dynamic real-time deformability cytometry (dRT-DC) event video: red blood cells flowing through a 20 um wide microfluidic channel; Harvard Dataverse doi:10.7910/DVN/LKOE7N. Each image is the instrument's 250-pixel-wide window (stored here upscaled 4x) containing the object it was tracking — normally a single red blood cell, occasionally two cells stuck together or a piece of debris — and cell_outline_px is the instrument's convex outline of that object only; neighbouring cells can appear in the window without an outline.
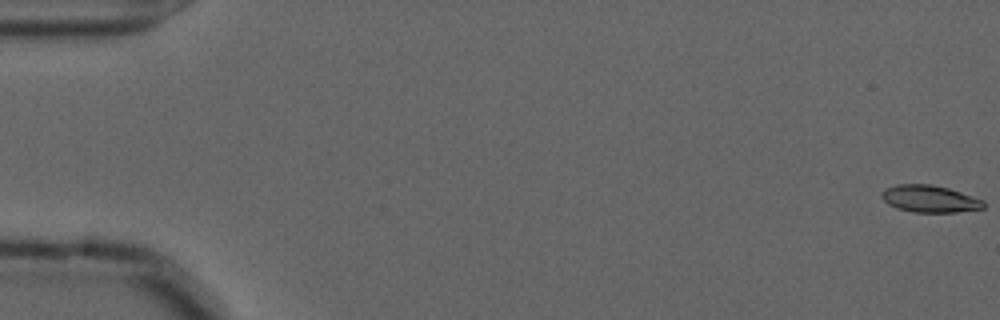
{"species": "common noctule bat (a hibernating species)", "species_latin": "Nyctalus noctula", "temperature_condition": "cold", "stored_images_in_passage": 58, "camera_frame_rate_fps": 3000, "um_per_image_px": 0.085, "animal": {"sex": "male", "forearm_length_mm": 52.5}, "frame": {"image": 1, "passage_image": 1, "time_ms": 0.0, "image_size_px": [1000, 320], "cell_outline_px": [[984, 208], [956, 212], [912, 212], [896, 208], [888, 204], [880, 196], [880, 192], [884, 188], [896, 184], [932, 184], [948, 188], [984, 200]], "centroid_in_image_um": [78.98, 16.89], "position_along_channel_um": 6.0, "area_um2": 16.18}}
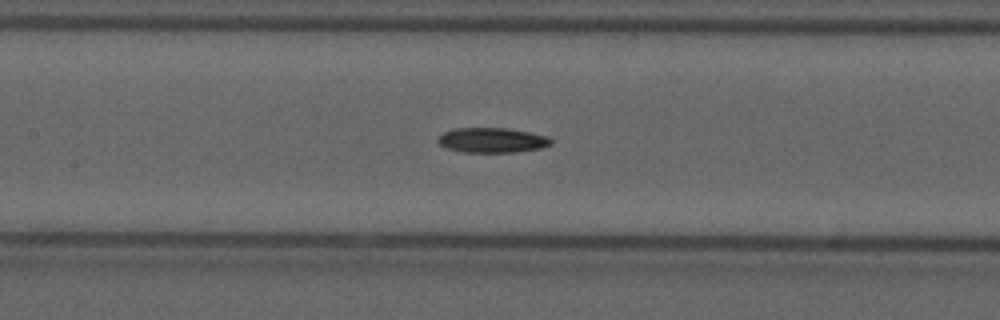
{"frame": {"image": 2, "passage_image": 27, "time_ms": 8.667, "image_size_px": [1000, 320], "cell_outline_px": [[552, 144], [540, 148], [516, 152], [464, 152], [448, 148], [440, 144], [436, 140], [444, 132], [452, 128], [508, 128], [548, 136], [552, 140]], "centroid_in_image_um": [41.83, 11.91], "position_along_channel_um": 165.6, "area_um2": 16.36}}
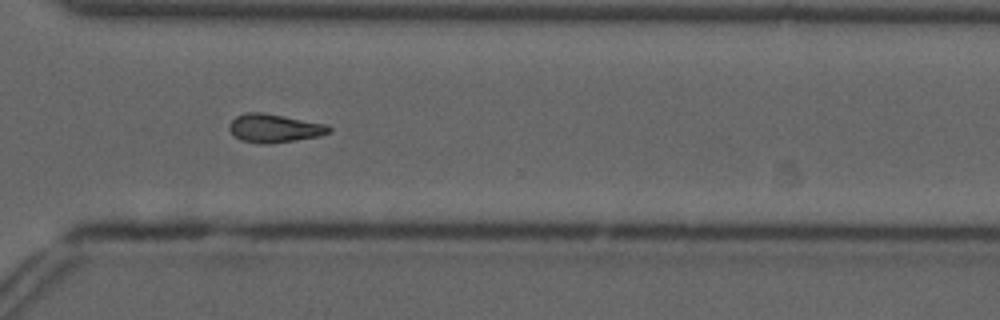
{"frame": {"image": 3, "passage_image": 42, "time_ms": 13.667, "image_size_px": [1000, 320], "cell_outline_px": [[332, 132], [320, 136], [296, 140], [264, 144], [260, 144], [240, 140], [228, 128], [228, 124], [236, 116], [244, 112], [264, 112], [328, 124], [332, 128]], "centroid_in_image_um": [23.35, 10.89], "position_along_channel_um": 347.3, "area_um2": 16.76}}